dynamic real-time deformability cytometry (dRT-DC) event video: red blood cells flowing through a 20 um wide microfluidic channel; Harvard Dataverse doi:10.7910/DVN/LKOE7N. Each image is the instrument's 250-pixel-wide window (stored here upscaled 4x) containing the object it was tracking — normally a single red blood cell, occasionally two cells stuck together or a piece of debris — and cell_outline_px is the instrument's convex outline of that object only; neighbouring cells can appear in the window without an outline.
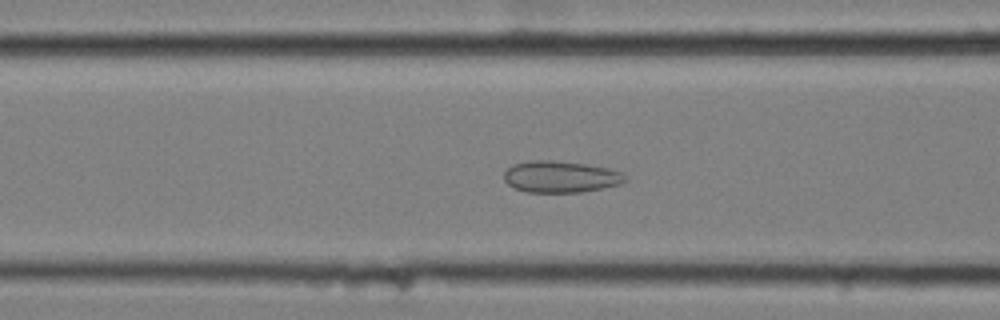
{"species": "common noctule bat (a hibernating species)", "species_latin": "Nyctalus noctula", "temperature_condition": "cold", "stored_images_in_passage": 59, "camera_frame_rate_fps": 3000, "um_per_image_px": 0.085, "animal": {"sex": "female", "body_mass_g": 25.1}, "frame": {"image": 1, "passage_image": 24, "time_ms": 7.667, "image_size_px": [1000, 320], "cell_outline_px": [[628, 180], [620, 184], [604, 188], [580, 192], [528, 192], [516, 188], [508, 184], [504, 180], [504, 172], [512, 164], [532, 160], [552, 160], [584, 164], [608, 168], [624, 172]], "centroid_in_image_um": [47.68, 15.02], "position_along_channel_um": 118.9, "area_um2": 22.37}}
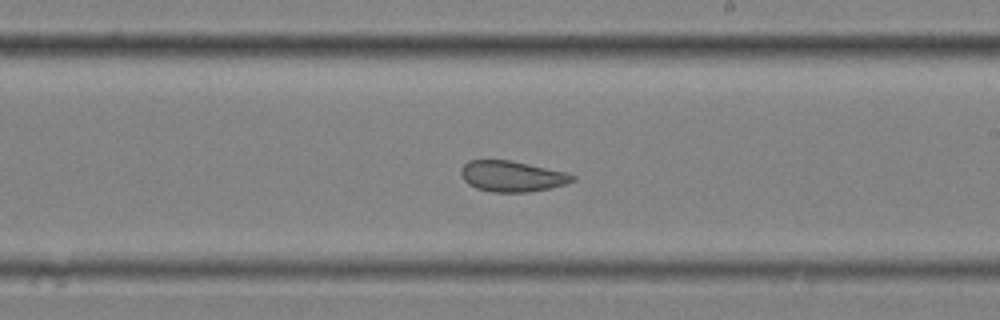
{"frame": {"image": 2, "passage_image": 35, "time_ms": 11.333, "image_size_px": [1000, 320], "cell_outline_px": [[576, 180], [564, 184], [548, 188], [524, 192], [492, 192], [476, 188], [468, 184], [464, 180], [460, 172], [460, 168], [468, 160], [512, 160], [568, 172], [576, 176]], "centroid_in_image_um": [43.52, 14.97], "position_along_channel_um": 245.5, "area_um2": 20.11}}
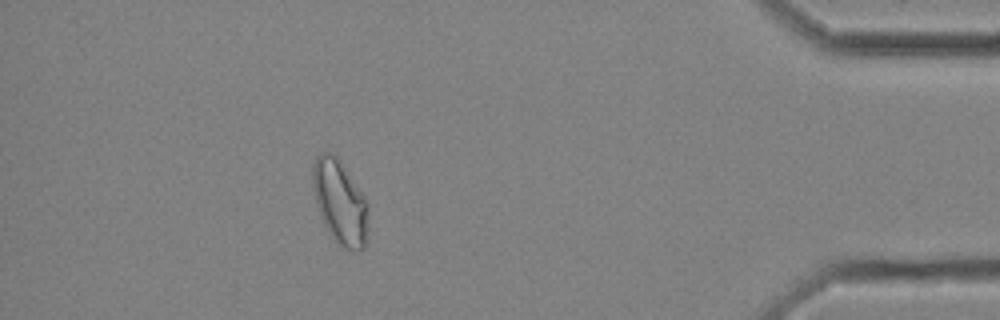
{"frame": {"image": 3, "passage_image": 53, "time_ms": 17.333, "image_size_px": [1000, 320], "cell_outline_px": [[368, 208], [364, 248], [356, 252], [344, 248], [328, 232], [320, 216], [316, 204], [312, 184], [312, 164], [316, 156], [320, 152], [332, 152], [340, 160], [368, 200]], "centroid_in_image_um": [28.88, 17.14], "position_along_channel_um": 406.3, "area_um2": 27.4}, "authors_computed_cell_mechanics": {"area_um2": 25.3164, "velocity_mm_per_s": 3.4578, "shape_relaxation_time_tau1_ms": null, "shape_relaxation_time_tau2_ms": 1.2295, "deformation_change_tau1": null, "deformation_change_tau2": 0.0796}}